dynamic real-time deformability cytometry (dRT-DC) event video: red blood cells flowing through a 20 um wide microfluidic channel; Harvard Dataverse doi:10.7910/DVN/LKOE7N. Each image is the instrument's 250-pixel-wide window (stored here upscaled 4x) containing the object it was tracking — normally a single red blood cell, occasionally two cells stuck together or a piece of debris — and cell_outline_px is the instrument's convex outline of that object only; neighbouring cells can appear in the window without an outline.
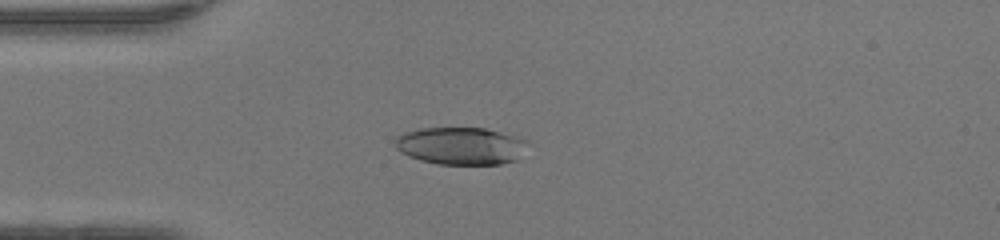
{"species": "human", "species_latin": "Homo sapiens", "temperature_condition": "warm", "stored_images_in_passage": 47, "camera_frame_rate_fps": 3000, "um_per_image_px": 0.085, "donor": {"sex": "female"}, "frame": {"image": 1, "passage_image": 12, "time_ms": 3.667, "image_size_px": [1000, 240], "cell_outline_px": [[528, 140], [516, 160], [500, 164], [436, 164], [420, 160], [408, 156], [400, 152], [396, 148], [396, 136], [404, 132], [420, 128], [484, 128], [520, 136]], "centroid_in_image_um": [39.15, 12.39], "position_along_channel_um": 45.9, "area_um2": 28.96}}
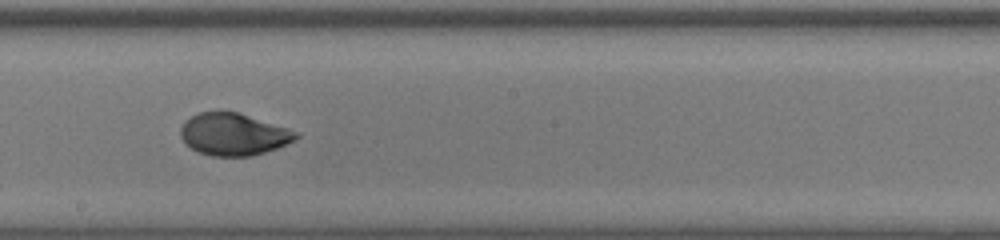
{"frame": {"image": 2, "passage_image": 26, "time_ms": 8.333, "image_size_px": [1000, 240], "cell_outline_px": [[300, 136], [296, 140], [276, 148], [252, 156], [212, 156], [200, 152], [184, 144], [180, 136], [180, 128], [184, 120], [200, 112], [220, 108], [240, 112], [300, 132]], "centroid_in_image_um": [19.83, 11.37], "position_along_channel_um": 228.4, "area_um2": 29.07}}
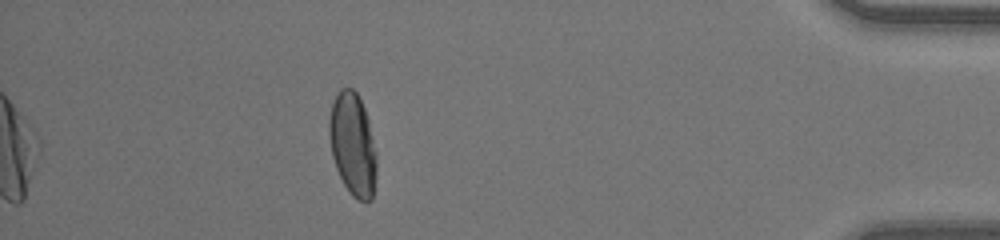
{"frame": {"image": 3, "passage_image": 42, "time_ms": 13.667, "image_size_px": [1000, 240], "cell_outline_px": [[376, 176], [372, 200], [356, 200], [352, 196], [344, 184], [336, 168], [332, 156], [328, 132], [328, 120], [332, 104], [340, 88], [352, 88], [356, 92], [364, 108], [368, 120], [376, 152]], "centroid_in_image_um": [29.97, 12.28], "position_along_channel_um": 405.2, "area_um2": 28.32}, "authors_computed_cell_mechanics": {"area_um2": 28.9578, "velocity_mm_per_s": 4.2892, "shape_relaxation_time_tau1_ms": 5.6627, "shape_relaxation_time_tau2_ms": 1.1187, "deformation_change_tau1": 0.2373, "deformation_change_tau2": 0.0421}}